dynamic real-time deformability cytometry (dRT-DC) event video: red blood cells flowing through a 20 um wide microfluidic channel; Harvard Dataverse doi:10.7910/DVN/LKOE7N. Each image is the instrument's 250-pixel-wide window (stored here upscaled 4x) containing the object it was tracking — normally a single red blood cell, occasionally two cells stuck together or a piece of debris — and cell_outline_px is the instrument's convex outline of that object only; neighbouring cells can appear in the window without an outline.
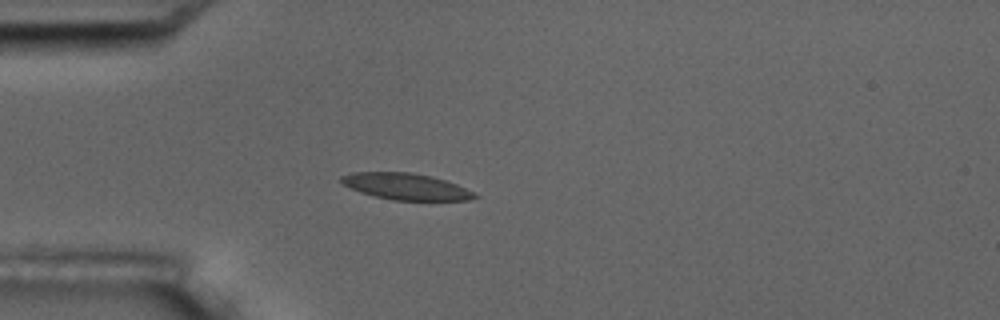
{"species": "common noctule bat (a hibernating species)", "species_latin": "Nyctalus noctula", "temperature_condition": "room temperature", "stored_images_in_passage": 1, "camera_frame_rate_fps": 3000, "um_per_image_px": 0.085, "animal": {"sex": "male", "body_mass_g": 17.5, "forearm_length_mm": 52.3}, "frame": {"image": 1, "passage_image": 1, "time_ms": 0.0, "image_size_px": [1000, 320], "cell_outline_px": [[480, 196], [468, 200], [392, 200], [360, 192], [336, 180], [340, 176], [352, 172], [412, 172], [432, 176], [456, 184]], "centroid_in_image_um": [34.46, 15.84], "position_along_channel_um": 50.5, "area_um2": 20.46}}